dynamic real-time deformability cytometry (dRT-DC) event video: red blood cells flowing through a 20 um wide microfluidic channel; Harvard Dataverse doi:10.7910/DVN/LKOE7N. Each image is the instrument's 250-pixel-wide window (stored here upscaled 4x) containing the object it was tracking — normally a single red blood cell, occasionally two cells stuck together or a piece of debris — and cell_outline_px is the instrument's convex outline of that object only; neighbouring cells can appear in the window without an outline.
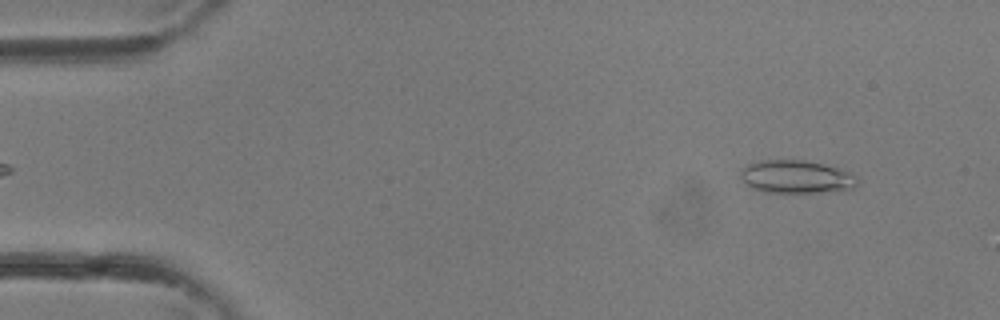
{"species": "common noctule bat (a hibernating species)", "species_latin": "Nyctalus noctula", "temperature_condition": "room temperature", "stored_images_in_passage": 34, "camera_frame_rate_fps": 3000, "um_per_image_px": 0.085, "animal": {"sex": "female"}, "frame": {"image": 1, "passage_image": 2, "time_ms": 0.333, "image_size_px": [1000, 320], "cell_outline_px": [[856, 184], [852, 188], [816, 192], [760, 192], [752, 188], [740, 176], [740, 168], [748, 164], [760, 160], [804, 160], [824, 164], [848, 172], [856, 176]], "centroid_in_image_um": [67.61, 15.01], "position_along_channel_um": 17.4, "area_um2": 22.14}}
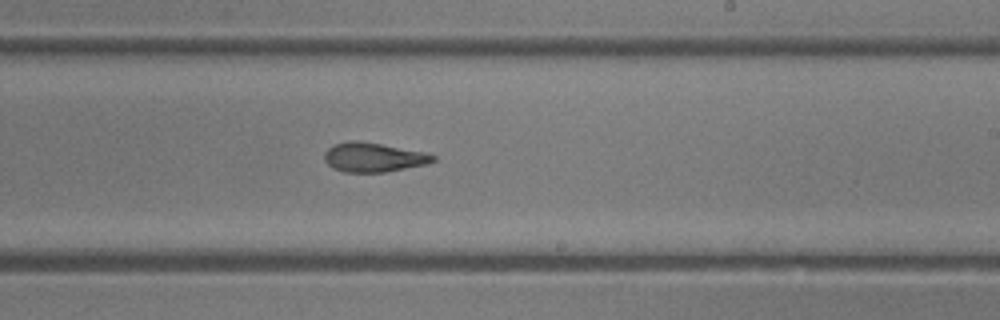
{"frame": {"image": 2, "passage_image": 20, "time_ms": 6.333, "image_size_px": [1000, 320], "cell_outline_px": [[436, 160], [428, 164], [384, 172], [344, 172], [332, 168], [324, 160], [324, 152], [332, 144], [348, 140], [360, 140], [428, 152], [436, 156]], "centroid_in_image_um": [31.75, 13.35], "position_along_channel_um": 257.3, "area_um2": 18.96}}
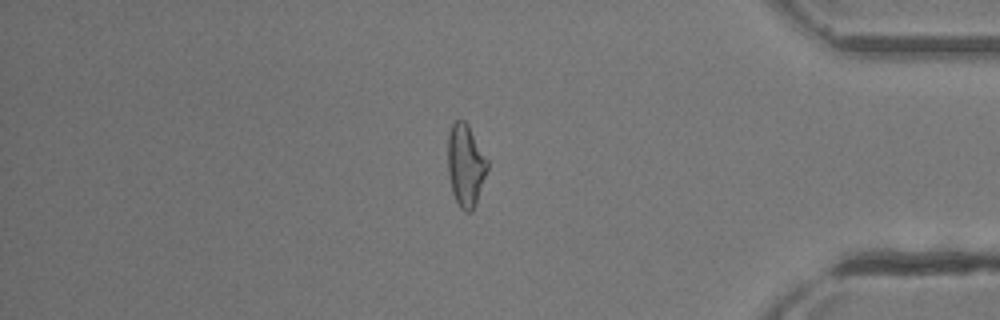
{"frame": {"image": 3, "passage_image": 29, "time_ms": 9.333, "image_size_px": [1000, 320], "cell_outline_px": [[488, 168], [476, 204], [472, 212], [464, 212], [460, 208], [452, 192], [448, 172], [448, 132], [452, 124], [456, 120], [464, 120], [468, 124], [488, 160]], "centroid_in_image_um": [39.58, 14.05], "position_along_channel_um": 395.6, "area_um2": 19.07}}